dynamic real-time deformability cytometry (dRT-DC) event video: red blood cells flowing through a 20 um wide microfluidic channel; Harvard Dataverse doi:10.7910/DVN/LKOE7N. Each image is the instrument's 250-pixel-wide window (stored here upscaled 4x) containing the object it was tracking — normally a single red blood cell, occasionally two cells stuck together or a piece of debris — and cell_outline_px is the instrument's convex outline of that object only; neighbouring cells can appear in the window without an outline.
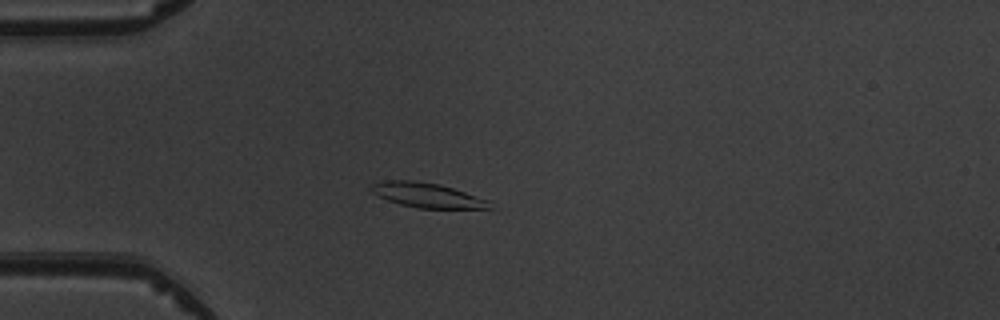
{"species": "common noctule bat (a hibernating species)", "species_latin": "Nyctalus noctula", "temperature_condition": "warm", "stored_images_in_passage": 4, "camera_frame_rate_fps": 3000, "um_per_image_px": 0.085, "animal": {"sex": "male", "body_mass_g": 19.5, "forearm_length_mm": 54.6}, "frame": {"image": 1, "passage_image": 3, "time_ms": 2.333, "image_size_px": [1000, 320], "cell_outline_px": [[496, 208], [420, 208], [400, 204], [388, 200], [372, 192], [368, 188], [372, 184], [384, 180], [412, 180], [440, 184], [488, 200]], "centroid_in_image_um": [36.29, 16.58], "position_along_channel_um": 48.7, "area_um2": 16.88}}